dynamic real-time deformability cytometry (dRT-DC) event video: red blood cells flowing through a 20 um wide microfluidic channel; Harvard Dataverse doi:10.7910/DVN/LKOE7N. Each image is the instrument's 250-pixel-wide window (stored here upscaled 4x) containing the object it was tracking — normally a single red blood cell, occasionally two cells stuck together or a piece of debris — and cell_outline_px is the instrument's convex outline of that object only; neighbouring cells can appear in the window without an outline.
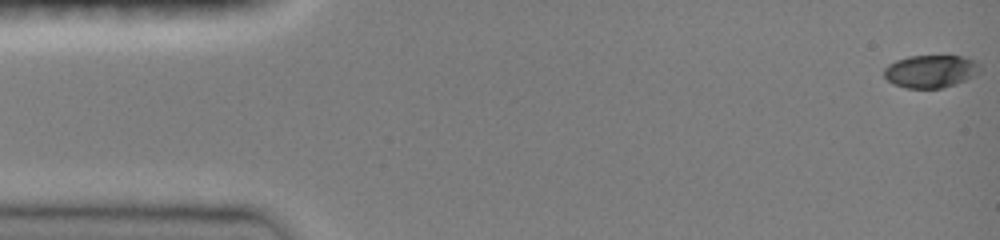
{"species": "common noctule bat (a hibernating species)", "species_latin": "Nyctalus noctula", "temperature_condition": "room temperature", "stored_images_in_passage": 29, "camera_frame_rate_fps": 3000, "um_per_image_px": 0.085, "animal": {"sex": "female", "body_mass_g": 19.0, "forearm_length_mm": 51.5}, "frame": {"image": 1, "passage_image": 1, "time_ms": 0.0, "image_size_px": [1000, 240], "cell_outline_px": [[980, 72], [956, 84], [940, 88], [908, 88], [896, 84], [888, 80], [884, 76], [884, 68], [888, 64], [896, 60], [908, 56], [964, 56], [976, 60], [980, 64]], "centroid_in_image_um": [79.13, 6.04], "position_along_channel_um": 5.9, "area_um2": 18.26}}
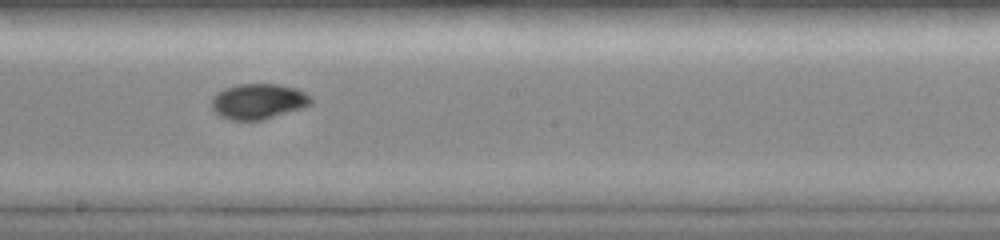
{"frame": {"image": 2, "passage_image": 17, "time_ms": 8.667, "image_size_px": [1000, 240], "cell_outline_px": [[312, 104], [300, 108], [260, 120], [232, 120], [220, 116], [212, 108], [212, 96], [216, 92], [224, 88], [240, 84], [276, 84], [296, 88], [312, 96]], "centroid_in_image_um": [21.94, 8.6], "position_along_channel_um": 226.3, "area_um2": 20.35}}
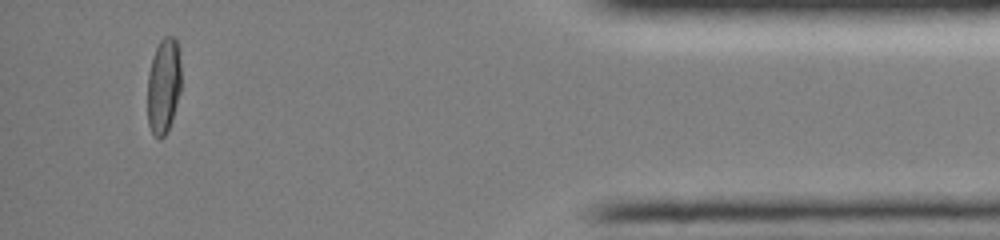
{"frame": {"image": 3, "passage_image": 27, "time_ms": 14.667, "image_size_px": [1000, 240], "cell_outline_px": [[180, 92], [172, 120], [164, 136], [160, 140], [152, 132], [148, 124], [148, 76], [152, 56], [160, 40], [164, 36], [176, 36], [180, 60]], "centroid_in_image_um": [13.91, 7.27], "position_along_channel_um": 421.3, "area_um2": 18.79}, "authors_computed_cell_mechanics": {"area_um2": 19.1318, "velocity_mm_per_s": 4.0185, "shape_relaxation_time_tau1_ms": 4.4634, "shape_relaxation_time_tau2_ms": 2.4175, "deformation_change_tau1": 0.1607, "deformation_change_tau2": 0.0361}}